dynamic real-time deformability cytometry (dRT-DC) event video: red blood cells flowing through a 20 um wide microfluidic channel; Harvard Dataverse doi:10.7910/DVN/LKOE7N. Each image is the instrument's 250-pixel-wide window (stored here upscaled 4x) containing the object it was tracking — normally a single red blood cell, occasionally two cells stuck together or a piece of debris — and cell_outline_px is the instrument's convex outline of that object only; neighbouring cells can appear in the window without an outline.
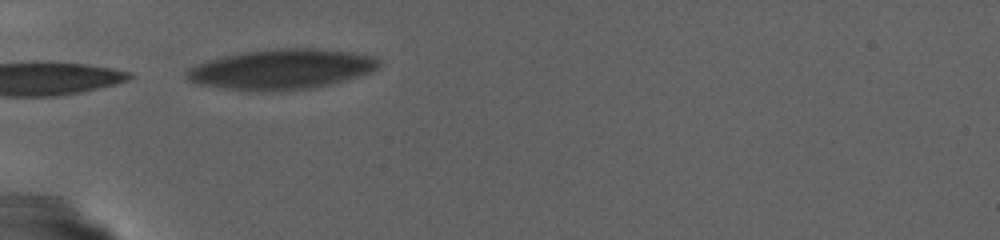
{"species": "human", "species_latin": "Homo sapiens", "temperature_condition": "warm", "stored_images_in_passage": 7, "camera_frame_rate_fps": 3000, "um_per_image_px": 0.085, "donor": {"sex": "female"}, "frame": {"image": 1, "passage_image": 1, "time_ms": 0.0, "image_size_px": [1000, 240], "cell_outline_px": [[380, 64], [372, 72], [344, 80], [328, 84], [308, 88], [280, 92], [260, 92], [224, 88], [200, 84], [188, 80], [184, 76], [184, 72], [188, 68], [196, 64], [208, 60], [240, 52], [264, 48], [320, 48], [352, 52], [376, 56], [380, 60]], "centroid_in_image_um": [23.91, 5.87], "position_along_channel_um": 61.1, "area_um2": 45.55}}